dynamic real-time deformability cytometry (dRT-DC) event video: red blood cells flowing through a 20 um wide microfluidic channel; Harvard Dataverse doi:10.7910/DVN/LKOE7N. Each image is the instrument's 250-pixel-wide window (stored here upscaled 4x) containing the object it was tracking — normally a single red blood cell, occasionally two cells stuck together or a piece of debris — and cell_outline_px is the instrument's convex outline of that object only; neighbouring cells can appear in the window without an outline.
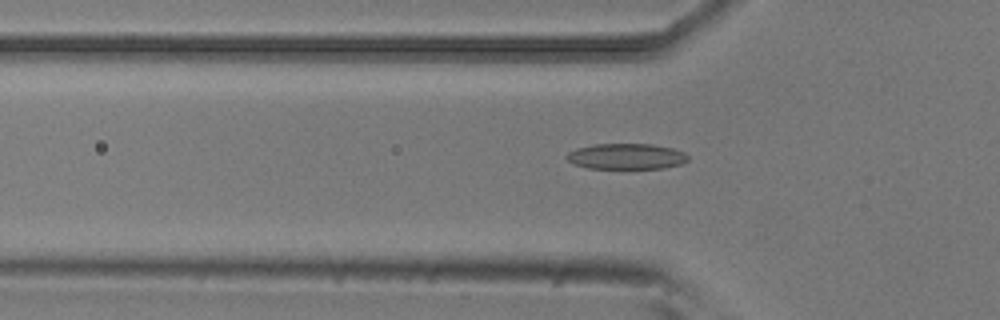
{"species": "common noctule bat (a hibernating species)", "species_latin": "Nyctalus noctula", "temperature_condition": "room temperature", "stored_images_in_passage": 34, "camera_frame_rate_fps": 3000, "um_per_image_px": 0.085, "animal": {"sex": "male", "body_mass_g": 20.5, "forearm_length_mm": 52.5}, "frame": {"image": 1, "passage_image": 11, "time_ms": 3.333, "image_size_px": [1000, 320], "cell_outline_px": [[688, 160], [680, 164], [664, 168], [588, 168], [572, 164], [564, 156], [568, 152], [576, 148], [592, 144], [652, 144], [672, 148], [684, 152], [688, 156]], "centroid_in_image_um": [53.2, 13.29], "position_along_channel_um": 72.6, "area_um2": 18.26}}
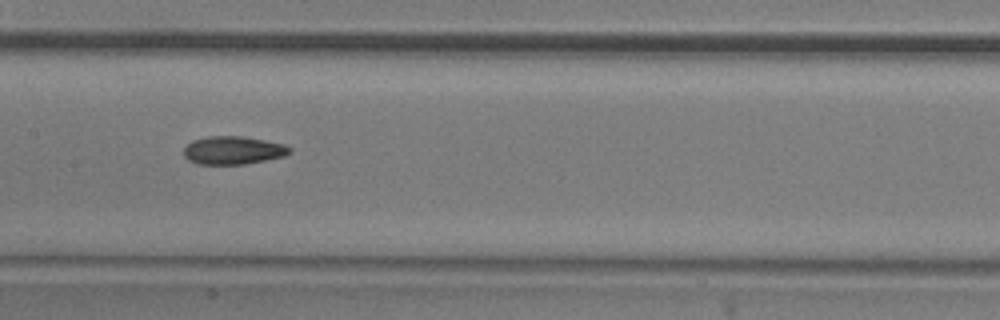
{"frame": {"image": 2, "passage_image": 20, "time_ms": 6.333, "image_size_px": [1000, 320], "cell_outline_px": [[292, 152], [284, 156], [244, 164], [196, 164], [188, 160], [184, 156], [184, 148], [192, 140], [208, 136], [240, 136], [264, 140], [284, 144], [292, 148]], "centroid_in_image_um": [19.8, 12.77], "position_along_channel_um": 187.6, "area_um2": 17.34}}
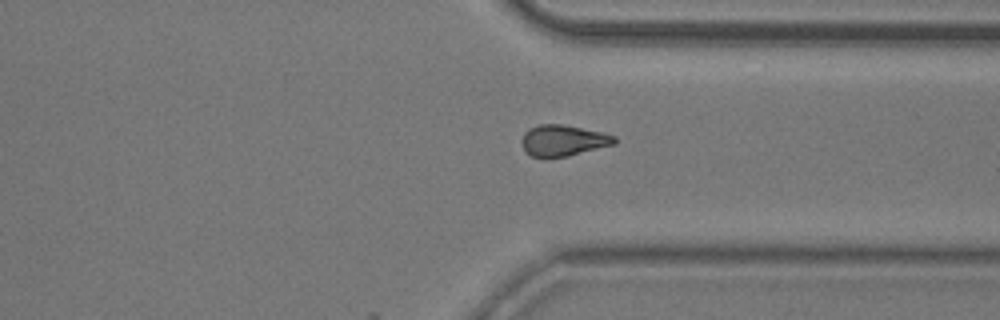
{"frame": {"image": 3, "passage_image": 34, "time_ms": 11.0, "image_size_px": [1000, 320], "cell_outline_px": [[616, 144], [568, 156], [532, 156], [524, 152], [520, 140], [524, 132], [528, 128], [540, 124], [560, 124], [600, 132], [616, 136]], "centroid_in_image_um": [47.84, 11.93], "position_along_channel_um": 363.6, "area_um2": 16.7}, "authors_computed_cell_mechanics": {"area_um2": 17.5423, "velocity_mm_per_s": 3.7831, "shape_relaxation_time_tau1_ms": 4.9191, "shape_relaxation_time_tau2_ms": 3.101, "deformation_change_tau1": 0.1379, "deformation_change_tau2": 0.0936}}